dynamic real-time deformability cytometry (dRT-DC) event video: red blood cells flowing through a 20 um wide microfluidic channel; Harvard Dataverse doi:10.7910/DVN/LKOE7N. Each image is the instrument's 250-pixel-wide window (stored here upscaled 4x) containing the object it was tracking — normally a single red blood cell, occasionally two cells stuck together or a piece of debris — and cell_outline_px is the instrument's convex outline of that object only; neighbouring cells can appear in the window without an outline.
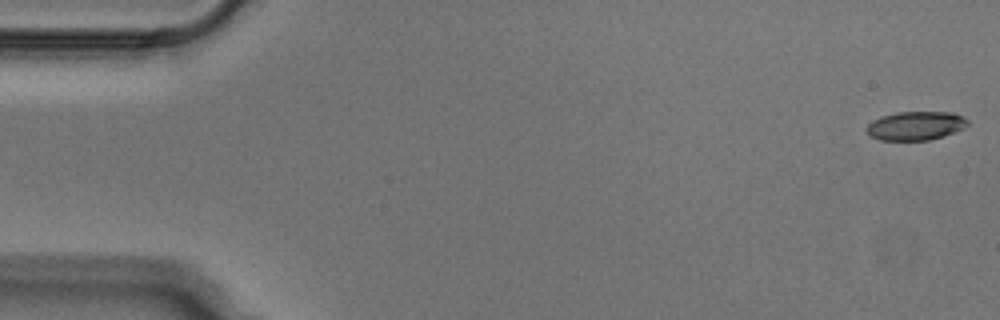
{"species": "Egyptian fruit bat (a non-hibernating species)", "species_latin": "Rousettus aegyptiacus", "temperature_condition": "cold", "stored_images_in_passage": 8, "camera_frame_rate_fps": 3000, "um_per_image_px": 0.085, "animal": {"sex": "male"}, "frame": {"image": 1, "passage_image": 1, "time_ms": 0.0, "image_size_px": [1000, 320], "cell_outline_px": [[968, 124], [964, 128], [944, 136], [928, 140], [880, 140], [872, 136], [868, 132], [868, 124], [872, 120], [880, 116], [896, 112], [952, 112], [964, 116], [968, 120]], "centroid_in_image_um": [77.86, 10.68], "position_along_channel_um": 7.1, "area_um2": 16.94}}